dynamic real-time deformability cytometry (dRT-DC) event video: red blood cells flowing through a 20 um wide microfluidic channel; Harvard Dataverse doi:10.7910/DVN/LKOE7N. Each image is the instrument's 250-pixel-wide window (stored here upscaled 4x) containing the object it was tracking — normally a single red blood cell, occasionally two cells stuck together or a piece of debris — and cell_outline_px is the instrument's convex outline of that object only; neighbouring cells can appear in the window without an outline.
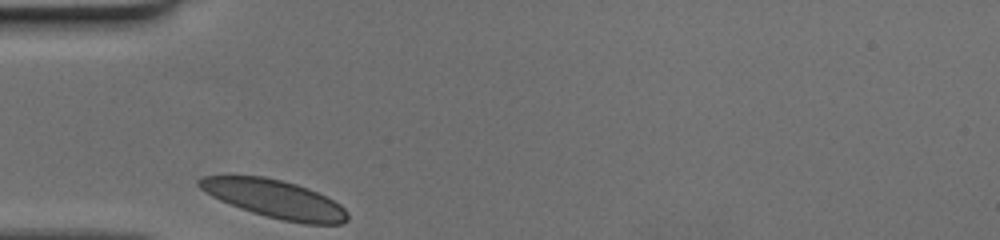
{"species": "human", "species_latin": "Homo sapiens", "temperature_condition": "cold", "stored_images_in_passage": 25, "camera_frame_rate_fps": 3000, "um_per_image_px": 0.085, "donor": {"sex": "female"}, "frame": {"image": 1, "passage_image": 1, "time_ms": 0.0, "image_size_px": [1000, 240], "cell_outline_px": [[348, 220], [340, 224], [304, 224], [284, 220], [252, 212], [240, 208], [220, 200], [212, 196], [200, 188], [196, 184], [196, 180], [200, 176], [264, 176], [296, 184], [308, 188], [340, 204], [348, 212]], "centroid_in_image_um": [23.34, 16.91], "position_along_channel_um": 61.7, "area_um2": 32.66}}
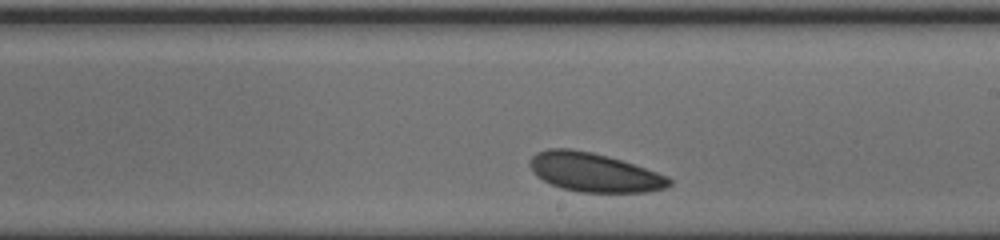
{"frame": {"image": 2, "passage_image": 15, "time_ms": 4.667, "image_size_px": [1000, 240], "cell_outline_px": [[672, 184], [668, 188], [648, 192], [580, 192], [564, 188], [552, 184], [536, 176], [532, 172], [528, 164], [532, 156], [536, 152], [548, 148], [572, 148], [592, 152], [608, 156], [668, 176], [672, 180]], "centroid_in_image_um": [50.49, 14.64], "position_along_channel_um": 238.5, "area_um2": 31.62}}
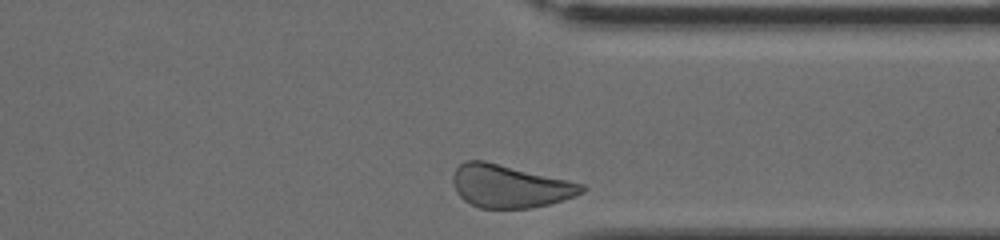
{"frame": {"image": 3, "passage_image": 25, "time_ms": 8.0, "image_size_px": [1000, 240], "cell_outline_px": [[584, 192], [576, 196], [564, 200], [532, 208], [480, 208], [464, 200], [456, 192], [452, 180], [452, 176], [456, 168], [464, 160], [484, 160], [584, 184]], "centroid_in_image_um": [43.31, 15.82], "position_along_channel_um": 368.1, "area_um2": 32.14}}